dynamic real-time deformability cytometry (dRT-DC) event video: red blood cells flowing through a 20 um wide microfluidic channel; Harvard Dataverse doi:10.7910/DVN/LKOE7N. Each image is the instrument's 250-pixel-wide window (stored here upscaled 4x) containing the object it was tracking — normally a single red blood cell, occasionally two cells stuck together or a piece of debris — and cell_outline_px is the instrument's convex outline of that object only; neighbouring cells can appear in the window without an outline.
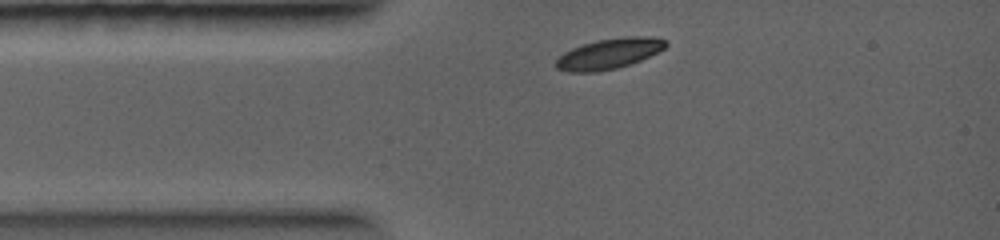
{"species": "common noctule bat (a hibernating species)", "species_latin": "Nyctalus noctula", "temperature_condition": "warm", "stored_images_in_passage": 13, "camera_frame_rate_fps": 5000, "um_per_image_px": 0.085, "animal": {"sex": "female", "body_mass_g": 19.0, "forearm_length_mm": 56.7}, "frame": {"image": 1, "passage_image": 1, "time_ms": 0.0, "image_size_px": [1000, 240], "cell_outline_px": [[668, 44], [664, 48], [640, 60], [616, 68], [596, 72], [568, 72], [556, 68], [556, 60], [564, 52], [572, 48], [596, 40], [624, 36], [652, 36], [664, 40]], "centroid_in_image_um": [51.75, 4.55], "position_along_channel_um": 33.3, "area_um2": 19.31}}
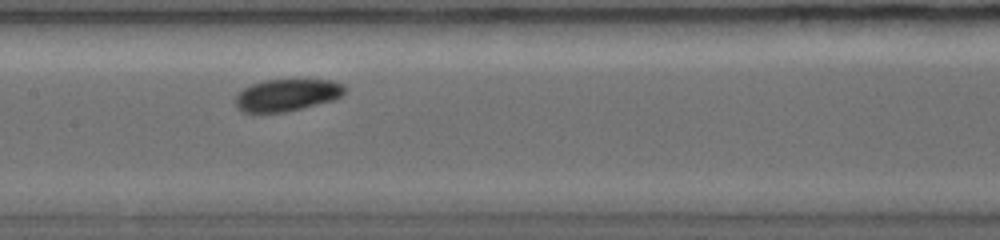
{"frame": {"image": 2, "passage_image": 8, "time_ms": 3.2, "image_size_px": [1000, 240], "cell_outline_px": [[348, 88], [340, 96], [332, 100], [284, 112], [240, 112], [236, 108], [236, 92], [252, 84], [264, 80], [332, 80], [344, 84]], "centroid_in_image_um": [24.37, 8.07], "position_along_channel_um": 183.0, "area_um2": 20.35}}
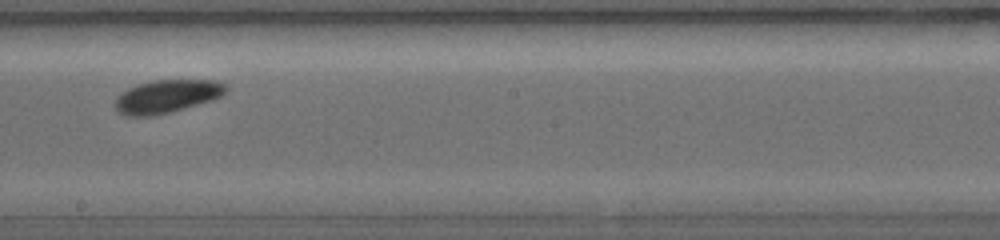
{"frame": {"image": 3, "passage_image": 10, "time_ms": 4.2, "image_size_px": [1000, 240], "cell_outline_px": [[228, 88], [220, 96], [212, 100], [184, 108], [152, 116], [128, 116], [116, 112], [116, 96], [120, 92], [136, 84], [156, 80], [212, 80], [228, 84]], "centroid_in_image_um": [14.15, 8.18], "position_along_channel_um": 234.0, "area_um2": 21.33}}